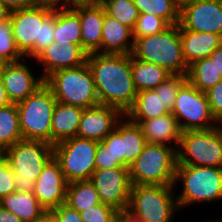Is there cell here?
Segmentation results:
<instances>
[{"label":"cell","mask_w":222,"mask_h":222,"mask_svg":"<svg viewBox=\"0 0 222 222\" xmlns=\"http://www.w3.org/2000/svg\"><path fill=\"white\" fill-rule=\"evenodd\" d=\"M173 188V185H132L127 209L147 222H170L179 209Z\"/></svg>","instance_id":"obj_10"},{"label":"cell","mask_w":222,"mask_h":222,"mask_svg":"<svg viewBox=\"0 0 222 222\" xmlns=\"http://www.w3.org/2000/svg\"><path fill=\"white\" fill-rule=\"evenodd\" d=\"M81 22L82 48L88 53H96L101 47L104 25V6L99 2L87 7L74 9Z\"/></svg>","instance_id":"obj_19"},{"label":"cell","mask_w":222,"mask_h":222,"mask_svg":"<svg viewBox=\"0 0 222 222\" xmlns=\"http://www.w3.org/2000/svg\"><path fill=\"white\" fill-rule=\"evenodd\" d=\"M170 113L164 106L160 96L154 89L137 92L133 106L124 115L132 122L140 124L142 121L153 119Z\"/></svg>","instance_id":"obj_25"},{"label":"cell","mask_w":222,"mask_h":222,"mask_svg":"<svg viewBox=\"0 0 222 222\" xmlns=\"http://www.w3.org/2000/svg\"><path fill=\"white\" fill-rule=\"evenodd\" d=\"M147 143L130 164L132 185H174L177 166V148Z\"/></svg>","instance_id":"obj_5"},{"label":"cell","mask_w":222,"mask_h":222,"mask_svg":"<svg viewBox=\"0 0 222 222\" xmlns=\"http://www.w3.org/2000/svg\"><path fill=\"white\" fill-rule=\"evenodd\" d=\"M23 140L16 103L0 108V148L5 150Z\"/></svg>","instance_id":"obj_31"},{"label":"cell","mask_w":222,"mask_h":222,"mask_svg":"<svg viewBox=\"0 0 222 222\" xmlns=\"http://www.w3.org/2000/svg\"><path fill=\"white\" fill-rule=\"evenodd\" d=\"M123 167L114 159L110 147L102 140L98 142L95 155V170Z\"/></svg>","instance_id":"obj_38"},{"label":"cell","mask_w":222,"mask_h":222,"mask_svg":"<svg viewBox=\"0 0 222 222\" xmlns=\"http://www.w3.org/2000/svg\"><path fill=\"white\" fill-rule=\"evenodd\" d=\"M131 70L137 92L155 89L171 75L165 68L154 63L138 60L132 55Z\"/></svg>","instance_id":"obj_27"},{"label":"cell","mask_w":222,"mask_h":222,"mask_svg":"<svg viewBox=\"0 0 222 222\" xmlns=\"http://www.w3.org/2000/svg\"><path fill=\"white\" fill-rule=\"evenodd\" d=\"M84 109L57 102L51 122V145L76 137Z\"/></svg>","instance_id":"obj_23"},{"label":"cell","mask_w":222,"mask_h":222,"mask_svg":"<svg viewBox=\"0 0 222 222\" xmlns=\"http://www.w3.org/2000/svg\"><path fill=\"white\" fill-rule=\"evenodd\" d=\"M0 206L15 214L23 222H33L41 219L48 211L38 202L33 193H11L0 199Z\"/></svg>","instance_id":"obj_24"},{"label":"cell","mask_w":222,"mask_h":222,"mask_svg":"<svg viewBox=\"0 0 222 222\" xmlns=\"http://www.w3.org/2000/svg\"><path fill=\"white\" fill-rule=\"evenodd\" d=\"M87 64L94 78L99 104L116 107L125 115L137 95L131 70V54L90 53Z\"/></svg>","instance_id":"obj_1"},{"label":"cell","mask_w":222,"mask_h":222,"mask_svg":"<svg viewBox=\"0 0 222 222\" xmlns=\"http://www.w3.org/2000/svg\"><path fill=\"white\" fill-rule=\"evenodd\" d=\"M170 25L162 18L141 13L132 29L133 40L149 35H155L167 29Z\"/></svg>","instance_id":"obj_35"},{"label":"cell","mask_w":222,"mask_h":222,"mask_svg":"<svg viewBox=\"0 0 222 222\" xmlns=\"http://www.w3.org/2000/svg\"><path fill=\"white\" fill-rule=\"evenodd\" d=\"M139 125L147 143L169 146L168 143L174 141L179 146L182 130L171 112L142 121Z\"/></svg>","instance_id":"obj_22"},{"label":"cell","mask_w":222,"mask_h":222,"mask_svg":"<svg viewBox=\"0 0 222 222\" xmlns=\"http://www.w3.org/2000/svg\"><path fill=\"white\" fill-rule=\"evenodd\" d=\"M171 113L176 117L182 132L217 127L206 93L188 81L180 87Z\"/></svg>","instance_id":"obj_12"},{"label":"cell","mask_w":222,"mask_h":222,"mask_svg":"<svg viewBox=\"0 0 222 222\" xmlns=\"http://www.w3.org/2000/svg\"><path fill=\"white\" fill-rule=\"evenodd\" d=\"M129 38H132L130 42ZM133 45L132 29L109 16L104 9L101 47L96 53L131 54Z\"/></svg>","instance_id":"obj_20"},{"label":"cell","mask_w":222,"mask_h":222,"mask_svg":"<svg viewBox=\"0 0 222 222\" xmlns=\"http://www.w3.org/2000/svg\"><path fill=\"white\" fill-rule=\"evenodd\" d=\"M97 145V141L72 137L53 146V156L68 183L90 180L95 171Z\"/></svg>","instance_id":"obj_11"},{"label":"cell","mask_w":222,"mask_h":222,"mask_svg":"<svg viewBox=\"0 0 222 222\" xmlns=\"http://www.w3.org/2000/svg\"><path fill=\"white\" fill-rule=\"evenodd\" d=\"M34 1L36 4L48 5L54 8H56L59 5V2H61V0H34Z\"/></svg>","instance_id":"obj_50"},{"label":"cell","mask_w":222,"mask_h":222,"mask_svg":"<svg viewBox=\"0 0 222 222\" xmlns=\"http://www.w3.org/2000/svg\"><path fill=\"white\" fill-rule=\"evenodd\" d=\"M11 10L0 2V23L7 21L10 18Z\"/></svg>","instance_id":"obj_49"},{"label":"cell","mask_w":222,"mask_h":222,"mask_svg":"<svg viewBox=\"0 0 222 222\" xmlns=\"http://www.w3.org/2000/svg\"><path fill=\"white\" fill-rule=\"evenodd\" d=\"M177 165L222 167V128L182 132Z\"/></svg>","instance_id":"obj_9"},{"label":"cell","mask_w":222,"mask_h":222,"mask_svg":"<svg viewBox=\"0 0 222 222\" xmlns=\"http://www.w3.org/2000/svg\"><path fill=\"white\" fill-rule=\"evenodd\" d=\"M0 222H23L15 214L0 206Z\"/></svg>","instance_id":"obj_47"},{"label":"cell","mask_w":222,"mask_h":222,"mask_svg":"<svg viewBox=\"0 0 222 222\" xmlns=\"http://www.w3.org/2000/svg\"><path fill=\"white\" fill-rule=\"evenodd\" d=\"M12 172L17 192H34L35 181L53 157V145L34 140H21L4 150L3 156Z\"/></svg>","instance_id":"obj_4"},{"label":"cell","mask_w":222,"mask_h":222,"mask_svg":"<svg viewBox=\"0 0 222 222\" xmlns=\"http://www.w3.org/2000/svg\"><path fill=\"white\" fill-rule=\"evenodd\" d=\"M103 204L123 213L129 205L132 183L129 168L95 170L90 178Z\"/></svg>","instance_id":"obj_13"},{"label":"cell","mask_w":222,"mask_h":222,"mask_svg":"<svg viewBox=\"0 0 222 222\" xmlns=\"http://www.w3.org/2000/svg\"><path fill=\"white\" fill-rule=\"evenodd\" d=\"M124 114L116 107L97 105L83 110L76 137L100 142Z\"/></svg>","instance_id":"obj_16"},{"label":"cell","mask_w":222,"mask_h":222,"mask_svg":"<svg viewBox=\"0 0 222 222\" xmlns=\"http://www.w3.org/2000/svg\"><path fill=\"white\" fill-rule=\"evenodd\" d=\"M186 78L190 84L204 93L222 80V76L215 68L214 61L209 57L191 63L188 66Z\"/></svg>","instance_id":"obj_29"},{"label":"cell","mask_w":222,"mask_h":222,"mask_svg":"<svg viewBox=\"0 0 222 222\" xmlns=\"http://www.w3.org/2000/svg\"><path fill=\"white\" fill-rule=\"evenodd\" d=\"M120 120L121 165L128 167L143 151L147 141L139 124Z\"/></svg>","instance_id":"obj_26"},{"label":"cell","mask_w":222,"mask_h":222,"mask_svg":"<svg viewBox=\"0 0 222 222\" xmlns=\"http://www.w3.org/2000/svg\"><path fill=\"white\" fill-rule=\"evenodd\" d=\"M33 222H55L53 216L48 212L41 219L33 221Z\"/></svg>","instance_id":"obj_51"},{"label":"cell","mask_w":222,"mask_h":222,"mask_svg":"<svg viewBox=\"0 0 222 222\" xmlns=\"http://www.w3.org/2000/svg\"><path fill=\"white\" fill-rule=\"evenodd\" d=\"M67 185L63 172L54 156L44 166L35 181L33 194L38 202L50 212L66 203Z\"/></svg>","instance_id":"obj_15"},{"label":"cell","mask_w":222,"mask_h":222,"mask_svg":"<svg viewBox=\"0 0 222 222\" xmlns=\"http://www.w3.org/2000/svg\"><path fill=\"white\" fill-rule=\"evenodd\" d=\"M16 191L14 184V173L10 168L7 160L0 159V199Z\"/></svg>","instance_id":"obj_39"},{"label":"cell","mask_w":222,"mask_h":222,"mask_svg":"<svg viewBox=\"0 0 222 222\" xmlns=\"http://www.w3.org/2000/svg\"><path fill=\"white\" fill-rule=\"evenodd\" d=\"M79 213L84 222H117L120 214L115 208L103 203L91 206Z\"/></svg>","instance_id":"obj_37"},{"label":"cell","mask_w":222,"mask_h":222,"mask_svg":"<svg viewBox=\"0 0 222 222\" xmlns=\"http://www.w3.org/2000/svg\"><path fill=\"white\" fill-rule=\"evenodd\" d=\"M61 6L56 8L62 10H74L80 7H87L99 2V0H61Z\"/></svg>","instance_id":"obj_43"},{"label":"cell","mask_w":222,"mask_h":222,"mask_svg":"<svg viewBox=\"0 0 222 222\" xmlns=\"http://www.w3.org/2000/svg\"><path fill=\"white\" fill-rule=\"evenodd\" d=\"M4 156V150L0 148V159Z\"/></svg>","instance_id":"obj_54"},{"label":"cell","mask_w":222,"mask_h":222,"mask_svg":"<svg viewBox=\"0 0 222 222\" xmlns=\"http://www.w3.org/2000/svg\"><path fill=\"white\" fill-rule=\"evenodd\" d=\"M57 101L44 83L25 100L16 104L23 140L51 144V122Z\"/></svg>","instance_id":"obj_7"},{"label":"cell","mask_w":222,"mask_h":222,"mask_svg":"<svg viewBox=\"0 0 222 222\" xmlns=\"http://www.w3.org/2000/svg\"><path fill=\"white\" fill-rule=\"evenodd\" d=\"M53 36L59 46L66 43L82 44L79 15L74 10L56 8Z\"/></svg>","instance_id":"obj_28"},{"label":"cell","mask_w":222,"mask_h":222,"mask_svg":"<svg viewBox=\"0 0 222 222\" xmlns=\"http://www.w3.org/2000/svg\"><path fill=\"white\" fill-rule=\"evenodd\" d=\"M117 222H147L142 218L133 215L128 209L120 213L117 217Z\"/></svg>","instance_id":"obj_46"},{"label":"cell","mask_w":222,"mask_h":222,"mask_svg":"<svg viewBox=\"0 0 222 222\" xmlns=\"http://www.w3.org/2000/svg\"><path fill=\"white\" fill-rule=\"evenodd\" d=\"M100 197L90 180L73 181L67 185L66 204L78 212L101 204Z\"/></svg>","instance_id":"obj_30"},{"label":"cell","mask_w":222,"mask_h":222,"mask_svg":"<svg viewBox=\"0 0 222 222\" xmlns=\"http://www.w3.org/2000/svg\"><path fill=\"white\" fill-rule=\"evenodd\" d=\"M0 2L11 11L36 5L34 0H0Z\"/></svg>","instance_id":"obj_44"},{"label":"cell","mask_w":222,"mask_h":222,"mask_svg":"<svg viewBox=\"0 0 222 222\" xmlns=\"http://www.w3.org/2000/svg\"><path fill=\"white\" fill-rule=\"evenodd\" d=\"M187 81L186 75L171 74L154 90L160 96L164 106L172 112L180 87Z\"/></svg>","instance_id":"obj_34"},{"label":"cell","mask_w":222,"mask_h":222,"mask_svg":"<svg viewBox=\"0 0 222 222\" xmlns=\"http://www.w3.org/2000/svg\"><path fill=\"white\" fill-rule=\"evenodd\" d=\"M88 53L82 48V44H59L53 41L47 46L36 59L44 65L45 80L54 72L67 68L82 66L87 63Z\"/></svg>","instance_id":"obj_17"},{"label":"cell","mask_w":222,"mask_h":222,"mask_svg":"<svg viewBox=\"0 0 222 222\" xmlns=\"http://www.w3.org/2000/svg\"><path fill=\"white\" fill-rule=\"evenodd\" d=\"M209 58L214 61L215 68L217 72L222 76V45L215 49L210 55Z\"/></svg>","instance_id":"obj_45"},{"label":"cell","mask_w":222,"mask_h":222,"mask_svg":"<svg viewBox=\"0 0 222 222\" xmlns=\"http://www.w3.org/2000/svg\"><path fill=\"white\" fill-rule=\"evenodd\" d=\"M57 102L82 109L99 105L94 78L88 64L62 69L45 79Z\"/></svg>","instance_id":"obj_6"},{"label":"cell","mask_w":222,"mask_h":222,"mask_svg":"<svg viewBox=\"0 0 222 222\" xmlns=\"http://www.w3.org/2000/svg\"><path fill=\"white\" fill-rule=\"evenodd\" d=\"M1 77L9 100L16 104L45 83L42 76L34 78L27 65L20 61L6 63Z\"/></svg>","instance_id":"obj_18"},{"label":"cell","mask_w":222,"mask_h":222,"mask_svg":"<svg viewBox=\"0 0 222 222\" xmlns=\"http://www.w3.org/2000/svg\"><path fill=\"white\" fill-rule=\"evenodd\" d=\"M180 179L183 190L177 197L179 208L222 199V167L177 165L174 186Z\"/></svg>","instance_id":"obj_8"},{"label":"cell","mask_w":222,"mask_h":222,"mask_svg":"<svg viewBox=\"0 0 222 222\" xmlns=\"http://www.w3.org/2000/svg\"><path fill=\"white\" fill-rule=\"evenodd\" d=\"M202 222H208V221H202ZM209 222H221V221H216V220H215V221H209Z\"/></svg>","instance_id":"obj_55"},{"label":"cell","mask_w":222,"mask_h":222,"mask_svg":"<svg viewBox=\"0 0 222 222\" xmlns=\"http://www.w3.org/2000/svg\"><path fill=\"white\" fill-rule=\"evenodd\" d=\"M139 13H147L164 19L169 25L180 20V5L176 0H133Z\"/></svg>","instance_id":"obj_32"},{"label":"cell","mask_w":222,"mask_h":222,"mask_svg":"<svg viewBox=\"0 0 222 222\" xmlns=\"http://www.w3.org/2000/svg\"><path fill=\"white\" fill-rule=\"evenodd\" d=\"M110 147L114 159L121 164V148H120V121L117 122L115 128L103 139Z\"/></svg>","instance_id":"obj_42"},{"label":"cell","mask_w":222,"mask_h":222,"mask_svg":"<svg viewBox=\"0 0 222 222\" xmlns=\"http://www.w3.org/2000/svg\"><path fill=\"white\" fill-rule=\"evenodd\" d=\"M188 1H192V0H176V2L181 6L182 4L188 2Z\"/></svg>","instance_id":"obj_53"},{"label":"cell","mask_w":222,"mask_h":222,"mask_svg":"<svg viewBox=\"0 0 222 222\" xmlns=\"http://www.w3.org/2000/svg\"><path fill=\"white\" fill-rule=\"evenodd\" d=\"M179 29L222 36V0H192L182 4Z\"/></svg>","instance_id":"obj_14"},{"label":"cell","mask_w":222,"mask_h":222,"mask_svg":"<svg viewBox=\"0 0 222 222\" xmlns=\"http://www.w3.org/2000/svg\"><path fill=\"white\" fill-rule=\"evenodd\" d=\"M56 8L36 4L11 11L10 22L16 46L23 56L36 58L54 41Z\"/></svg>","instance_id":"obj_2"},{"label":"cell","mask_w":222,"mask_h":222,"mask_svg":"<svg viewBox=\"0 0 222 222\" xmlns=\"http://www.w3.org/2000/svg\"><path fill=\"white\" fill-rule=\"evenodd\" d=\"M50 214L53 216L55 222H84L80 213L66 203L51 210Z\"/></svg>","instance_id":"obj_41"},{"label":"cell","mask_w":222,"mask_h":222,"mask_svg":"<svg viewBox=\"0 0 222 222\" xmlns=\"http://www.w3.org/2000/svg\"><path fill=\"white\" fill-rule=\"evenodd\" d=\"M0 57L7 63L17 62L24 58L13 38L10 18L0 23Z\"/></svg>","instance_id":"obj_36"},{"label":"cell","mask_w":222,"mask_h":222,"mask_svg":"<svg viewBox=\"0 0 222 222\" xmlns=\"http://www.w3.org/2000/svg\"><path fill=\"white\" fill-rule=\"evenodd\" d=\"M183 57L189 66L196 60L207 58L222 45V36L209 32L180 29Z\"/></svg>","instance_id":"obj_21"},{"label":"cell","mask_w":222,"mask_h":222,"mask_svg":"<svg viewBox=\"0 0 222 222\" xmlns=\"http://www.w3.org/2000/svg\"><path fill=\"white\" fill-rule=\"evenodd\" d=\"M8 104H11V101L7 96L2 77L0 76V108Z\"/></svg>","instance_id":"obj_48"},{"label":"cell","mask_w":222,"mask_h":222,"mask_svg":"<svg viewBox=\"0 0 222 222\" xmlns=\"http://www.w3.org/2000/svg\"><path fill=\"white\" fill-rule=\"evenodd\" d=\"M216 122L222 123V80L206 92Z\"/></svg>","instance_id":"obj_40"},{"label":"cell","mask_w":222,"mask_h":222,"mask_svg":"<svg viewBox=\"0 0 222 222\" xmlns=\"http://www.w3.org/2000/svg\"><path fill=\"white\" fill-rule=\"evenodd\" d=\"M6 63L7 62L0 57V76L2 74L3 68L6 65Z\"/></svg>","instance_id":"obj_52"},{"label":"cell","mask_w":222,"mask_h":222,"mask_svg":"<svg viewBox=\"0 0 222 222\" xmlns=\"http://www.w3.org/2000/svg\"><path fill=\"white\" fill-rule=\"evenodd\" d=\"M105 12L121 24L133 29L139 17V10L133 0H99Z\"/></svg>","instance_id":"obj_33"},{"label":"cell","mask_w":222,"mask_h":222,"mask_svg":"<svg viewBox=\"0 0 222 222\" xmlns=\"http://www.w3.org/2000/svg\"><path fill=\"white\" fill-rule=\"evenodd\" d=\"M131 55L141 61L157 64L171 74L186 75L188 65L183 57L179 24L164 31L134 40Z\"/></svg>","instance_id":"obj_3"}]
</instances>
